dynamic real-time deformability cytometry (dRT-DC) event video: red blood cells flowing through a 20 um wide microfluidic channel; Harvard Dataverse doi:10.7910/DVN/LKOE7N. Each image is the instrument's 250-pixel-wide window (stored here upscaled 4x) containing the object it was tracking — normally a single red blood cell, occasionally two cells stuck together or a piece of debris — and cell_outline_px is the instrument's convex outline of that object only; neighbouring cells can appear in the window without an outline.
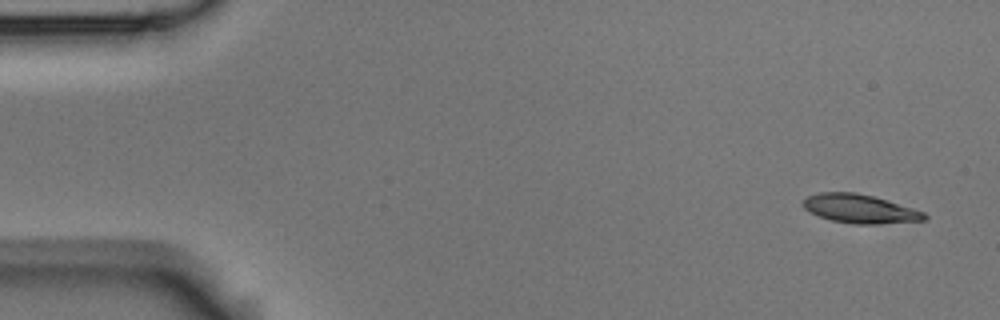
{"species": "Egyptian fruit bat (a non-hibernating species)", "species_latin": "Rousettus aegyptiacus", "temperature_condition": "room temperature", "stored_images_in_passage": 6, "camera_frame_rate_fps": 3000, "um_per_image_px": 0.085, "animal": {"sex": "male"}, "frame": {"image": 1, "passage_image": 1, "time_ms": 0.0, "image_size_px": [1000, 320], "cell_outline_px": [[928, 216], [924, 220], [880, 224], [852, 224], [832, 220], [808, 212], [804, 208], [804, 200], [808, 196], [820, 192], [856, 192], [872, 196], [924, 212]], "centroid_in_image_um": [73.07, 17.75], "position_along_channel_um": 11.9, "area_um2": 20.06}}
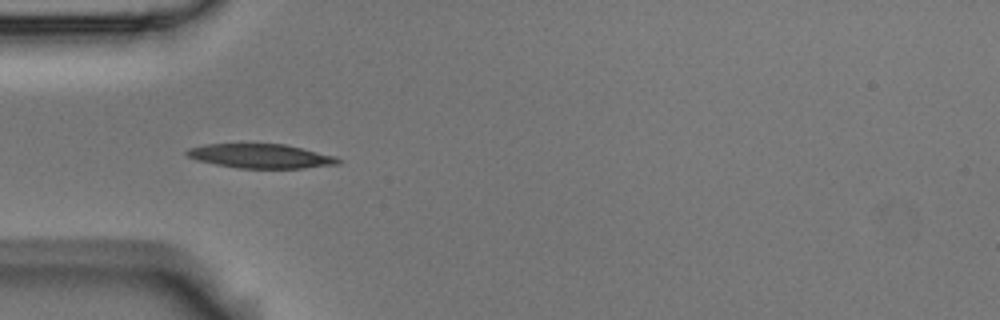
{"frame": {"image": 2, "passage_image": 5, "time_ms": 1.333, "image_size_px": [1000, 320], "cell_outline_px": [[340, 164], [304, 168], [240, 168], [216, 164], [196, 160], [188, 156], [184, 152], [188, 148], [204, 144], [284, 144], [336, 156], [340, 160]], "centroid_in_image_um": [22.15, 13.26], "position_along_channel_um": 62.8, "area_um2": 21.27}}
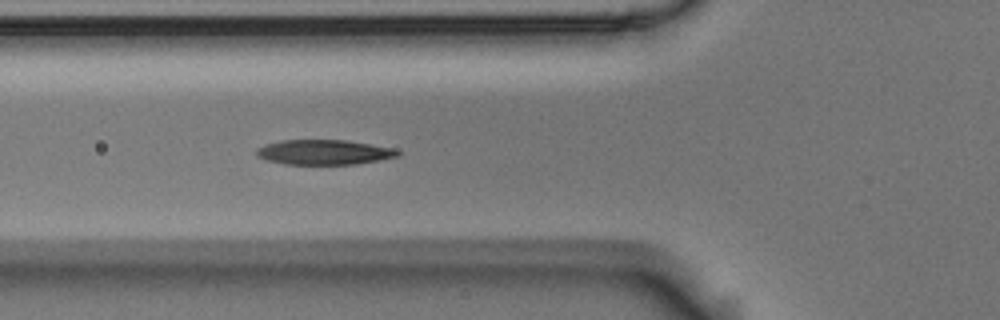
{"frame": {"image": 3, "passage_image": 6, "time_ms": 1.667, "image_size_px": [1000, 320], "cell_outline_px": [[400, 156], [380, 160], [356, 164], [284, 164], [268, 160], [256, 156], [256, 148], [264, 144], [280, 140], [348, 140], [392, 148], [400, 152]], "centroid_in_image_um": [27.52, 12.93], "position_along_channel_um": 98.3, "area_um2": 20.58}}